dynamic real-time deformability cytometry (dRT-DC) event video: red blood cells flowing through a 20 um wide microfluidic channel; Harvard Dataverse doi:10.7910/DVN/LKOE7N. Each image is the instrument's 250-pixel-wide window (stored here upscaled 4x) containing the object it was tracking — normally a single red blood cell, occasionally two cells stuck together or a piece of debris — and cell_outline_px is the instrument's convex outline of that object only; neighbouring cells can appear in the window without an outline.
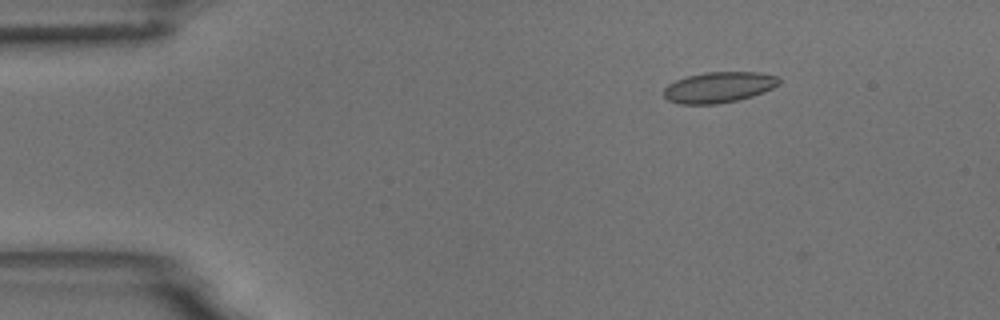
{"species": "common noctule bat (a hibernating species)", "species_latin": "Nyctalus noctula", "temperature_condition": "room temperature", "stored_images_in_passage": 6, "camera_frame_rate_fps": 3000, "um_per_image_px": 0.085, "animal": {"sex": "male", "body_mass_g": 18.8}, "frame": {"image": 1, "passage_image": 2, "time_ms": 1.333, "image_size_px": [1000, 320], "cell_outline_px": [[780, 84], [764, 92], [752, 96], [736, 100], [716, 104], [680, 104], [668, 100], [664, 96], [664, 88], [668, 84], [676, 80], [688, 76], [704, 72], [760, 72], [776, 76], [780, 80]], "centroid_in_image_um": [61.1, 7.41], "position_along_channel_um": 23.9, "area_um2": 20.63}}
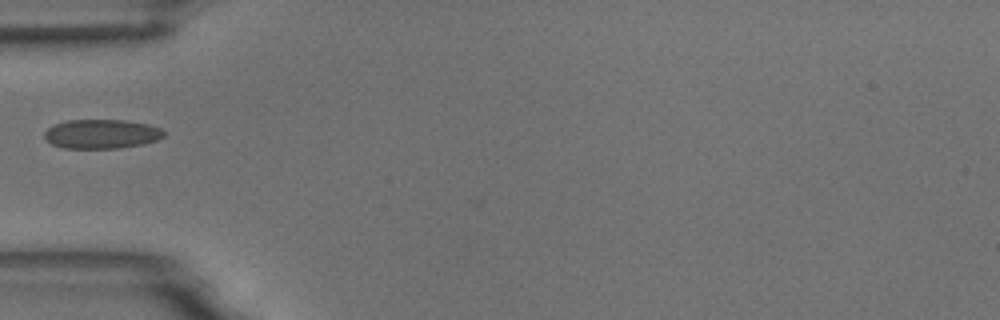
{"frame": {"image": 2, "passage_image": 5, "time_ms": 4.667, "image_size_px": [1000, 320], "cell_outline_px": [[164, 136], [156, 140], [140, 144], [116, 148], [64, 148], [52, 144], [44, 136], [44, 132], [52, 124], [68, 120], [124, 120], [148, 124], [160, 128], [164, 132]], "centroid_in_image_um": [8.6, 11.37], "position_along_channel_um": 76.4, "area_um2": 20.17}}